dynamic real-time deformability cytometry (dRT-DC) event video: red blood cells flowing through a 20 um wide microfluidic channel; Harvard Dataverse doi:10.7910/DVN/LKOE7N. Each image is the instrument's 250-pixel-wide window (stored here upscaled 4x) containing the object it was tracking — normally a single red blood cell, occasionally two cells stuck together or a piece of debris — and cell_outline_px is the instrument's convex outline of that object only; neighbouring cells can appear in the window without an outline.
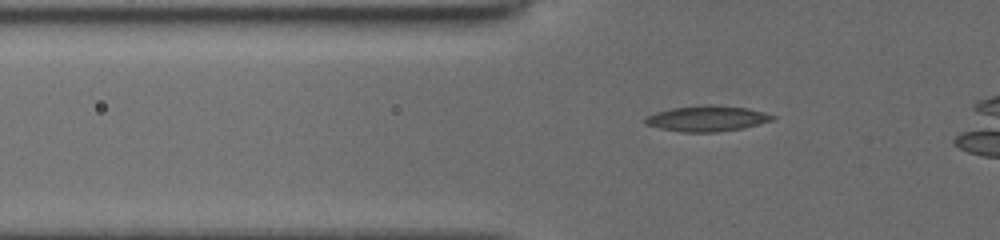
{"species": "common noctule bat (a hibernating species)", "species_latin": "Nyctalus noctula", "temperature_condition": "cold", "stored_images_in_passage": 46, "camera_frame_rate_fps": 3000, "um_per_image_px": 0.085, "animal": {"sex": "female", "body_mass_g": 19.5, "forearm_length_mm": 54.1}, "frame": {"image": 1, "passage_image": 16, "time_ms": 5.0, "image_size_px": [1000, 240], "cell_outline_px": [[776, 116], [772, 120], [740, 128], [716, 132], [680, 132], [660, 128], [644, 124], [644, 120], [648, 116], [656, 112], [672, 108], [704, 104], [712, 104], [748, 108], [764, 112]], "centroid_in_image_um": [60.06, 10.06], "position_along_channel_um": 65.7, "area_um2": 18.9}}
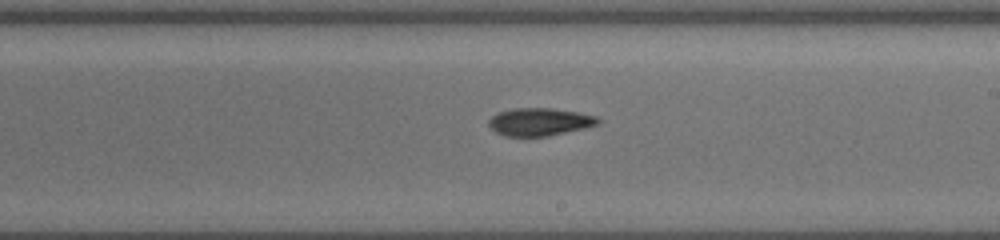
{"frame": {"image": 2, "passage_image": 30, "time_ms": 9.667, "image_size_px": [1000, 240], "cell_outline_px": [[600, 124], [584, 128], [548, 136], [504, 136], [496, 132], [488, 124], [488, 120], [492, 116], [500, 112], [516, 108], [552, 108], [576, 112], [596, 116], [600, 120]], "centroid_in_image_um": [45.87, 10.36], "position_along_channel_um": 243.1, "area_um2": 17.51}}
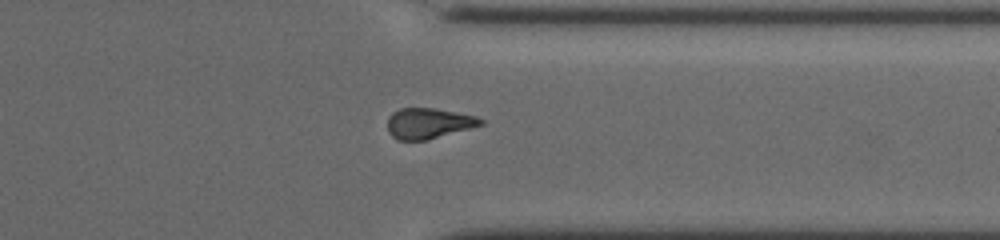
{"frame": {"image": 3, "passage_image": 40, "time_ms": 13.0, "image_size_px": [1000, 240], "cell_outline_px": [[484, 124], [428, 140], [396, 140], [388, 132], [388, 116], [392, 112], [400, 108], [436, 108], [476, 116], [484, 120]], "centroid_in_image_um": [36.41, 10.48], "position_along_channel_um": 375.0, "area_um2": 16.7}}